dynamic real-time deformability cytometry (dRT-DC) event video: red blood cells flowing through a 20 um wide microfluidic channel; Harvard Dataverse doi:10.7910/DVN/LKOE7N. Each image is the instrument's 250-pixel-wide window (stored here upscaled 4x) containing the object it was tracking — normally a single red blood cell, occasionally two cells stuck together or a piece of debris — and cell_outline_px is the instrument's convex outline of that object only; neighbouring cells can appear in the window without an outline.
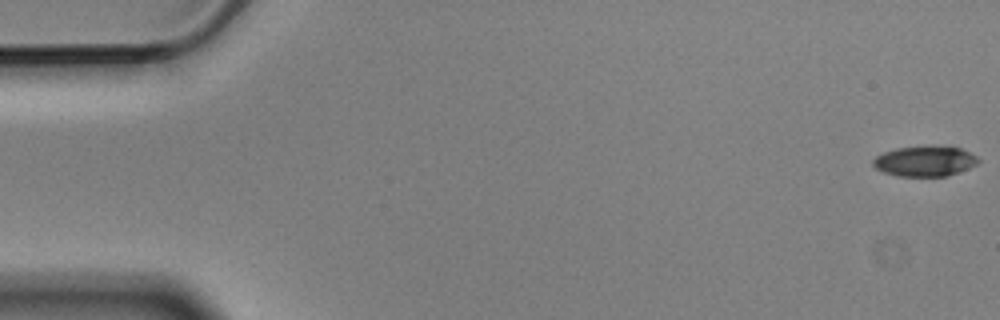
{"species": "Egyptian fruit bat (a non-hibernating species)", "species_latin": "Rousettus aegyptiacus", "temperature_condition": "cold", "stored_images_in_passage": 9, "camera_frame_rate_fps": 3000, "um_per_image_px": 0.085, "animal": {"sex": "male"}, "frame": {"image": 1, "passage_image": 1, "time_ms": 0.0, "image_size_px": [1000, 320], "cell_outline_px": [[980, 160], [976, 164], [968, 168], [948, 176], [896, 176], [884, 172], [876, 168], [872, 164], [872, 160], [876, 156], [884, 152], [896, 148], [960, 148], [976, 156]], "centroid_in_image_um": [78.58, 13.74], "position_along_channel_um": 6.4, "area_um2": 17.92}}
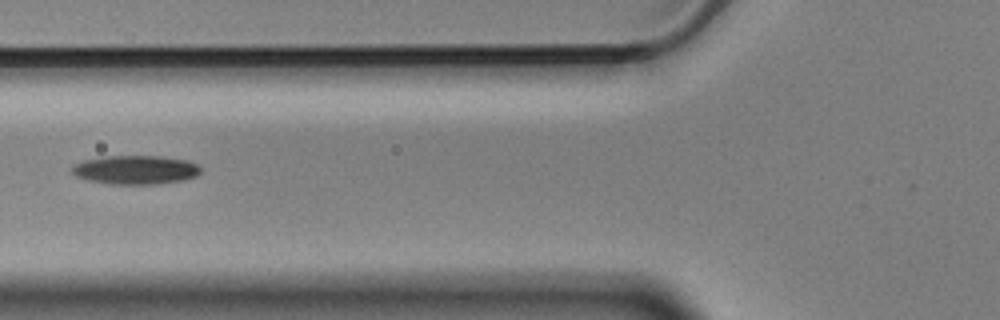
{"frame": {"image": 2, "passage_image": 7, "time_ms": 2.0, "image_size_px": [1000, 320], "cell_outline_px": [[200, 172], [196, 176], [180, 180], [156, 184], [108, 184], [88, 180], [76, 176], [72, 172], [72, 168], [76, 164], [84, 160], [104, 156], [160, 156], [188, 160], [196, 164], [200, 168]], "centroid_in_image_um": [11.51, 14.43], "position_along_channel_um": 114.3, "area_um2": 21.5}}
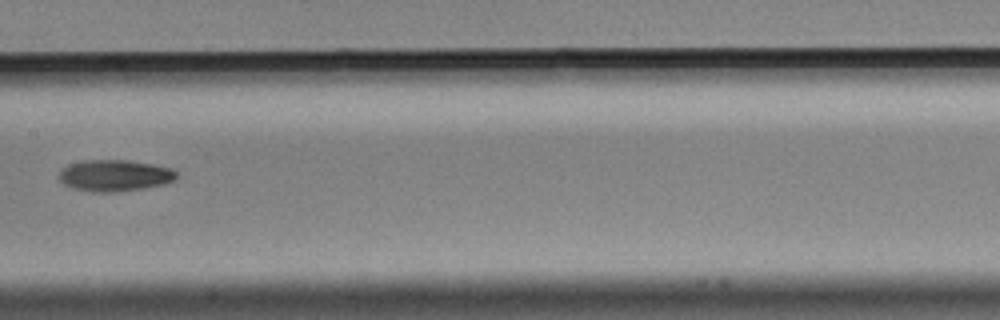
{"frame": {"image": 3, "passage_image": 9, "time_ms": 2.667, "image_size_px": [1000, 320], "cell_outline_px": [[180, 176], [164, 184], [144, 188], [112, 192], [92, 192], [72, 188], [64, 184], [60, 180], [60, 172], [68, 164], [84, 160], [128, 160], [152, 164], [172, 168]], "centroid_in_image_um": [9.76, 14.91], "position_along_channel_um": 197.6, "area_um2": 21.5}}